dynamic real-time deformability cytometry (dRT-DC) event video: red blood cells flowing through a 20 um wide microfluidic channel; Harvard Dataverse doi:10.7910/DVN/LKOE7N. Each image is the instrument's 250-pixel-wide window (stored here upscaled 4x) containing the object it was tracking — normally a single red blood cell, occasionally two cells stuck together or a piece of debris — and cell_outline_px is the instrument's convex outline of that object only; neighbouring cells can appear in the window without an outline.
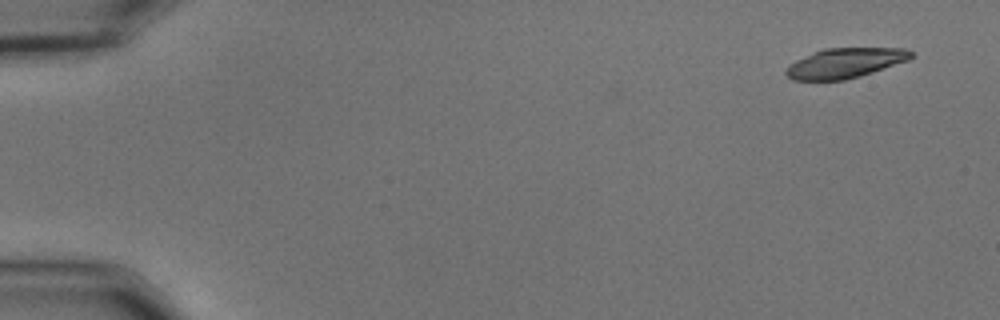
{"species": "common noctule bat (a hibernating species)", "species_latin": "Nyctalus noctula", "temperature_condition": "cold", "stored_images_in_passage": 39, "camera_frame_rate_fps": 3000, "um_per_image_px": 0.085, "animal": {"sex": "male", "body_mass_g": 15.6}, "frame": {"image": 1, "passage_image": 1, "time_ms": 0.0, "image_size_px": [1000, 320], "cell_outline_px": [[916, 52], [908, 60], [860, 76], [844, 80], [792, 80], [784, 72], [788, 64], [796, 60], [824, 48], [904, 48]], "centroid_in_image_um": [71.82, 5.35], "position_along_channel_um": 13.2, "area_um2": 21.73}}
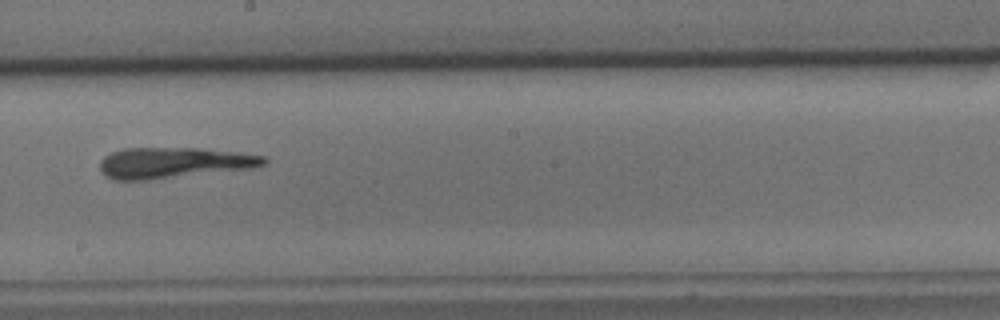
{"frame": {"image": 2, "passage_image": 30, "time_ms": 9.667, "image_size_px": [1000, 320], "cell_outline_px": [[268, 160], [264, 164], [252, 168], [148, 180], [112, 180], [104, 176], [100, 168], [100, 160], [104, 156], [112, 152], [124, 148], [196, 148], [240, 152], [264, 156]], "centroid_in_image_um": [14.73, 13.83], "position_along_channel_um": 233.5, "area_um2": 29.48}}
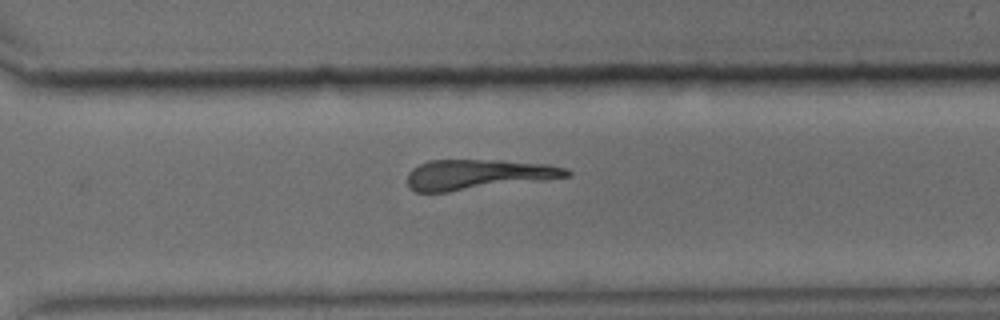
{"frame": {"image": 3, "passage_image": 38, "time_ms": 12.333, "image_size_px": [1000, 320], "cell_outline_px": [[572, 176], [544, 180], [448, 192], [416, 192], [408, 188], [408, 172], [412, 168], [428, 160], [500, 160], [548, 164], [568, 168], [572, 172]], "centroid_in_image_um": [40.65, 14.83], "position_along_channel_um": 330.0, "area_um2": 28.21}}